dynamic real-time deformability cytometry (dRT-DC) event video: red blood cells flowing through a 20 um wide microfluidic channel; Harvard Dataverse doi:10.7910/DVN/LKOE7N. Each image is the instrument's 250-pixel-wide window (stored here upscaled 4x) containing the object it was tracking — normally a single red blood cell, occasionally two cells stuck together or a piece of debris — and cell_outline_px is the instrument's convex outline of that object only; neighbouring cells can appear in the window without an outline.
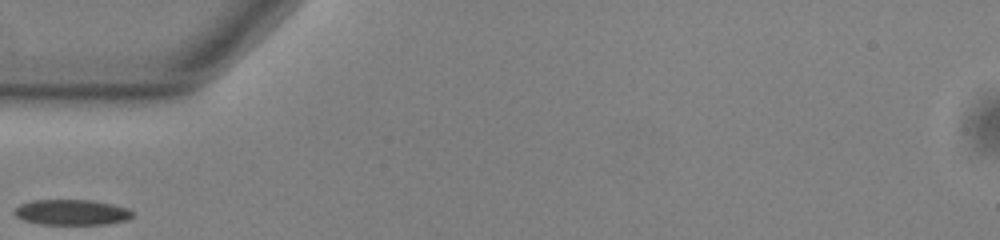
{"species": "common noctule bat (a hibernating species)", "species_latin": "Nyctalus noctula", "temperature_condition": "warm", "stored_images_in_passage": 25, "camera_frame_rate_fps": 3000, "um_per_image_px": 0.085, "animal": {"sex": "male", "body_mass_g": 13.0, "forearm_length_mm": 53.1}, "frame": {"image": 1, "passage_image": 1, "time_ms": 0.0, "image_size_px": [1000, 240], "cell_outline_px": [[132, 216], [128, 220], [108, 224], [36, 224], [20, 220], [12, 212], [20, 204], [32, 200], [92, 200], [112, 204], [128, 208], [132, 212]], "centroid_in_image_um": [6.06, 18.05], "position_along_channel_um": 78.9, "area_um2": 17.74}}
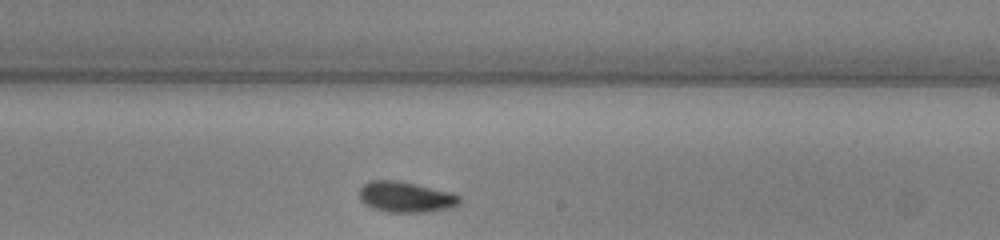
{"frame": {"image": 2, "passage_image": 15, "time_ms": 4.667, "image_size_px": [1000, 240], "cell_outline_px": [[460, 204], [452, 208], [428, 212], [384, 212], [372, 208], [364, 204], [360, 200], [360, 188], [368, 180], [396, 180], [452, 192], [460, 196]], "centroid_in_image_um": [34.49, 16.75], "position_along_channel_um": 254.5, "area_um2": 18.15}}
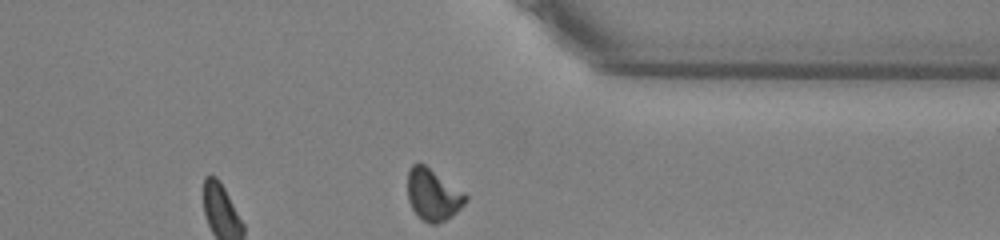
{"frame": {"image": 3, "passage_image": 25, "time_ms": 8.0, "image_size_px": [1000, 240], "cell_outline_px": [[468, 200], [452, 216], [436, 224], [428, 224], [416, 216], [408, 200], [408, 168], [412, 164], [424, 164], [464, 192], [468, 196]], "centroid_in_image_um": [36.79, 16.57], "position_along_channel_um": 374.6, "area_um2": 17.46}}